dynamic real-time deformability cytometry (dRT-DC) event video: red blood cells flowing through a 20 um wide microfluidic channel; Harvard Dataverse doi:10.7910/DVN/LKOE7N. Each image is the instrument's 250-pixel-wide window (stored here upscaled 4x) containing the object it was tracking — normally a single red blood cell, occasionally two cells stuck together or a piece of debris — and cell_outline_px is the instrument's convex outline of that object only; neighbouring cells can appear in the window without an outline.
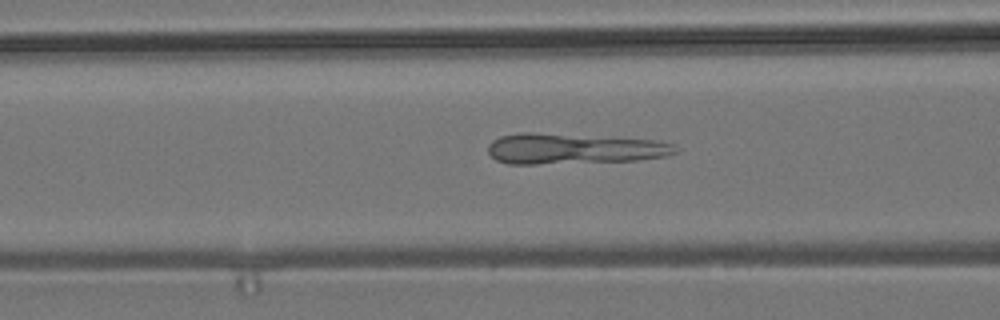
{"species": "common noctule bat (a hibernating species)", "species_latin": "Nyctalus noctula", "temperature_condition": "room temperature", "stored_images_in_passage": 34, "camera_frame_rate_fps": 3000, "um_per_image_px": 0.085, "animal": {"sex": "male", "body_mass_g": 19.2, "forearm_length_mm": 51.8}, "frame": {"image": 1, "passage_image": 11, "time_ms": 3.333, "image_size_px": [1000, 320], "cell_outline_px": [[676, 152], [668, 156], [636, 160], [536, 164], [508, 164], [496, 160], [488, 152], [488, 144], [492, 140], [500, 136], [520, 132], [532, 132], [656, 140], [672, 144]], "centroid_in_image_um": [48.7, 12.64], "position_along_channel_um": 117.9, "area_um2": 33.29}}
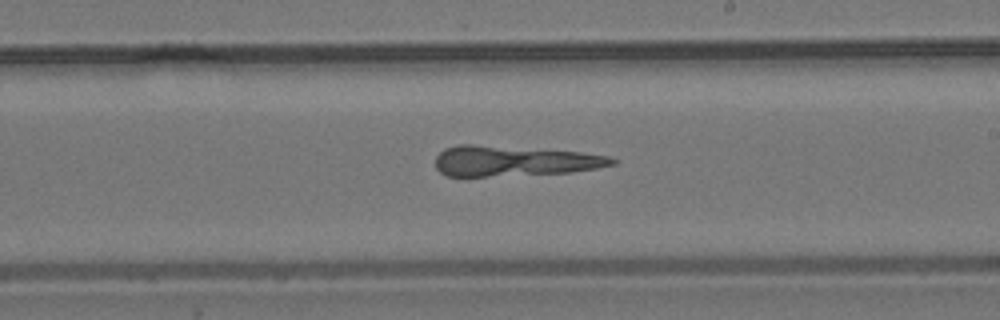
{"frame": {"image": 2, "passage_image": 21, "time_ms": 6.667, "image_size_px": [1000, 320], "cell_outline_px": [[616, 164], [596, 168], [572, 172], [488, 176], [448, 176], [440, 172], [436, 168], [436, 156], [444, 148], [456, 144], [472, 144], [580, 152], [608, 156], [616, 160]], "centroid_in_image_um": [43.65, 13.68], "position_along_channel_um": 245.3, "area_um2": 31.04}}
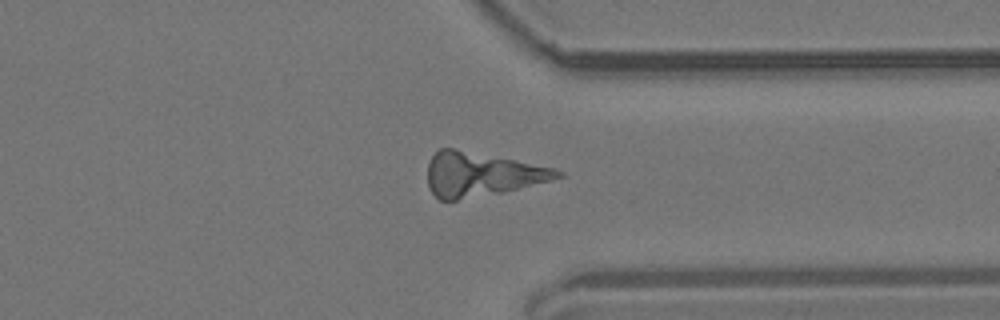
{"frame": {"image": 3, "passage_image": 31, "time_ms": 10.0, "image_size_px": [1000, 320], "cell_outline_px": [[564, 176], [552, 180], [504, 192], [456, 200], [440, 200], [428, 188], [428, 164], [432, 156], [440, 148], [452, 148], [556, 168], [564, 172]], "centroid_in_image_um": [40.92, 14.83], "position_along_channel_um": 370.5, "area_um2": 33.06}}